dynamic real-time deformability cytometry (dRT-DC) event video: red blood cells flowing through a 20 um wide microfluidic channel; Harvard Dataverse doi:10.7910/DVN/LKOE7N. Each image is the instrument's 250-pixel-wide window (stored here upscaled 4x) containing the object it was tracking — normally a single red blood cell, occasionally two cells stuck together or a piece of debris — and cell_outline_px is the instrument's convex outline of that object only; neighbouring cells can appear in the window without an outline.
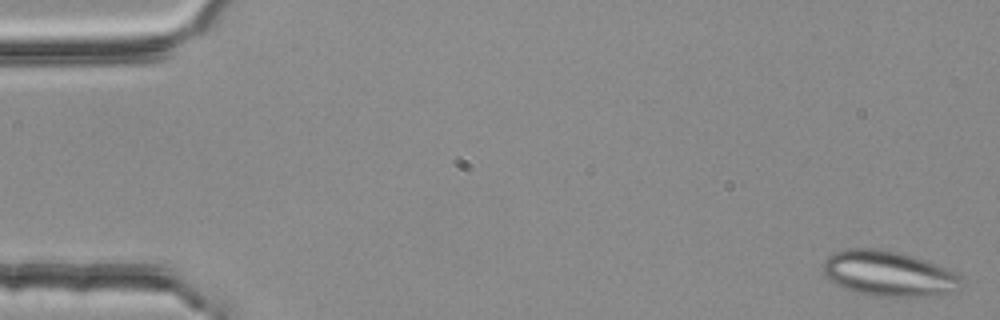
{"species": "common noctule bat (a hibernating species)", "species_latin": "Nyctalus noctula", "temperature_condition": "room temperature", "stored_images_in_passage": 4, "camera_frame_rate_fps": 3000, "um_per_image_px": 0.085, "animal": {"sex": "female", "body_mass_g": 25.1}, "frame": {"image": 1, "passage_image": 1, "time_ms": 0.0, "image_size_px": [1000, 320], "cell_outline_px": [[964, 284], [948, 292], [928, 296], [876, 296], [856, 292], [844, 288], [836, 284], [824, 276], [824, 260], [828, 256], [836, 252], [848, 248], [876, 248], [900, 252], [936, 264], [956, 272], [964, 280]], "centroid_in_image_um": [75.52, 23.25], "position_along_channel_um": 9.5, "area_um2": 36.3}}